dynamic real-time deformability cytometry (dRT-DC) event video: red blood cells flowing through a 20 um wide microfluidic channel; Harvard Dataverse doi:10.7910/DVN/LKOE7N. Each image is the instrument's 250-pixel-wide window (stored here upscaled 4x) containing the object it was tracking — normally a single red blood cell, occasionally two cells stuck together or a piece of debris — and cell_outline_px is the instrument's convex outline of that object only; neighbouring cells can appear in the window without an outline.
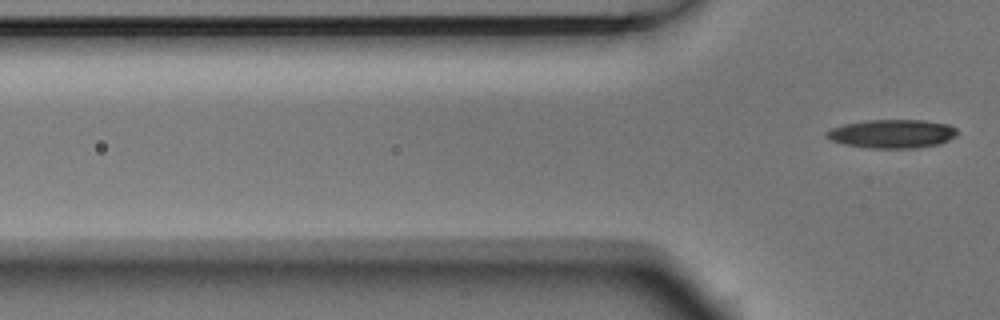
{"species": "Egyptian fruit bat (a non-hibernating species)", "species_latin": "Rousettus aegyptiacus", "temperature_condition": "room temperature", "stored_images_in_passage": 7, "segment_of_instrument_passage": [2, 2], "camera_frame_rate_fps": 3000, "um_per_image_px": 0.085, "animal": {"sex": "male"}, "frame": {"image": 1, "passage_image": 7, "time_ms": 2.0, "image_size_px": [1000, 320], "cell_outline_px": [[956, 136], [940, 144], [916, 148], [868, 148], [844, 144], [828, 140], [824, 136], [824, 132], [832, 128], [844, 124], [868, 120], [924, 120], [948, 124], [956, 128]], "centroid_in_image_um": [75.8, 11.37], "position_along_channel_um": 50.0, "area_um2": 21.96}}